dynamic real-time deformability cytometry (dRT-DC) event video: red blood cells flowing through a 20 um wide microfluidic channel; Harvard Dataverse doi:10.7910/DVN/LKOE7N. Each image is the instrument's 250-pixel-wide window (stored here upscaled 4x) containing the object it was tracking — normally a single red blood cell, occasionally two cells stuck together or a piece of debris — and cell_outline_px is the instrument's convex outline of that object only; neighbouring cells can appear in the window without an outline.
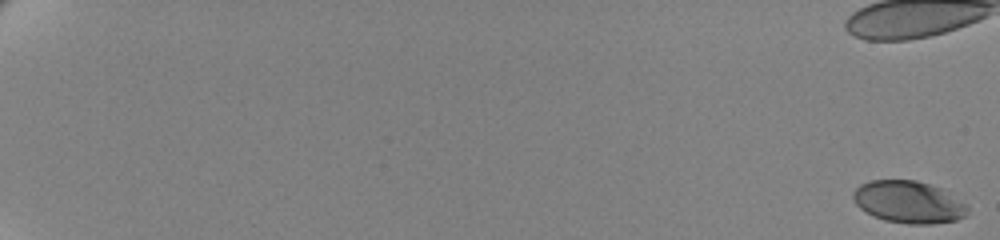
{"species": "human", "species_latin": "Homo sapiens", "temperature_condition": "cold", "stored_images_in_passage": 62, "camera_frame_rate_fps": 3000, "um_per_image_px": 0.085, "donor": {"sex": "female"}, "frame": {"image": 1, "passage_image": 1, "time_ms": 0.0, "image_size_px": [1000, 240], "cell_outline_px": [[968, 212], [964, 216], [956, 220], [928, 224], [908, 224], [884, 220], [872, 216], [864, 212], [856, 204], [852, 196], [852, 192], [860, 184], [872, 180], [916, 180], [940, 188], [968, 204]], "centroid_in_image_um": [77.21, 17.18], "position_along_channel_um": 7.8, "area_um2": 28.21}}